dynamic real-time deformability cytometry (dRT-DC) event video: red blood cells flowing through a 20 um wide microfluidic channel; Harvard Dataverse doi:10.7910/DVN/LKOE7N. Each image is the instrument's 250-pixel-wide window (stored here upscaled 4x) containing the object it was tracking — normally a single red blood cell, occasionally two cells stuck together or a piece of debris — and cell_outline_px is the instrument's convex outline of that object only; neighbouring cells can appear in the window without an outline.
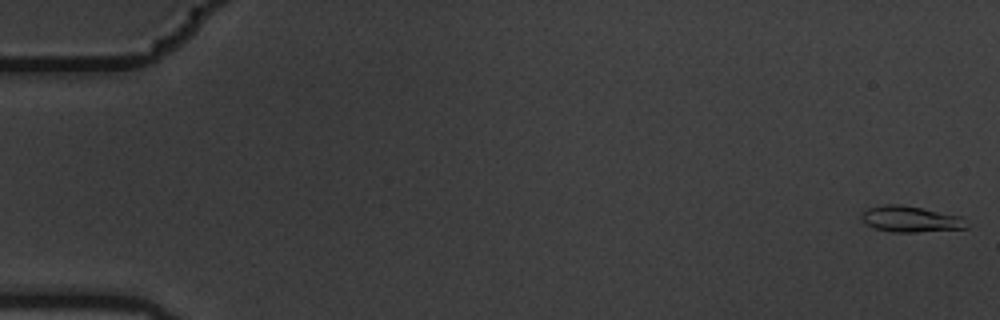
{"species": "common noctule bat (a hibernating species)", "species_latin": "Nyctalus noctula", "temperature_condition": "warm", "stored_images_in_passage": 6, "camera_frame_rate_fps": 3000, "um_per_image_px": 0.085, "animal": {"sex": "male", "body_mass_g": 19.5, "forearm_length_mm": 54.6}, "frame": {"image": 1, "passage_image": 1, "time_ms": 0.0, "image_size_px": [1000, 320], "cell_outline_px": [[968, 228], [916, 232], [892, 232], [876, 228], [864, 224], [860, 216], [860, 212], [868, 208], [884, 204], [900, 204], [964, 216], [968, 224]], "centroid_in_image_um": [77.4, 18.62], "position_along_channel_um": 7.6, "area_um2": 16.18}}